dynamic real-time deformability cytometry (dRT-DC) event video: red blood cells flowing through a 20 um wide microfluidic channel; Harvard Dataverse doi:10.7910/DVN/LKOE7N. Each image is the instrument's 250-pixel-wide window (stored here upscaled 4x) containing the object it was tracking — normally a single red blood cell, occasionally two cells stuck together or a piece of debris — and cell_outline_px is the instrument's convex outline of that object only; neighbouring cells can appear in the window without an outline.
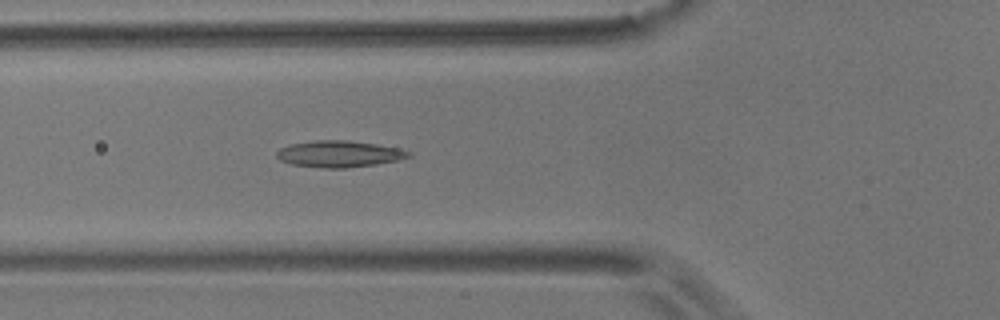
{"species": "common noctule bat (a hibernating species)", "species_latin": "Nyctalus noctula", "temperature_condition": "room temperature", "stored_images_in_passage": 55, "camera_frame_rate_fps": 3000, "um_per_image_px": 0.085, "animal": {"sex": "male", "body_mass_g": 17.9}, "frame": {"image": 1, "passage_image": 19, "time_ms": 6.0, "image_size_px": [1000, 320], "cell_outline_px": [[412, 156], [396, 160], [376, 164], [344, 168], [320, 168], [292, 164], [280, 160], [276, 156], [276, 152], [280, 148], [288, 144], [312, 140], [348, 140], [376, 144], [396, 148], [412, 152]], "centroid_in_image_um": [28.78, 13.08], "position_along_channel_um": 97.0, "area_um2": 20.4}}
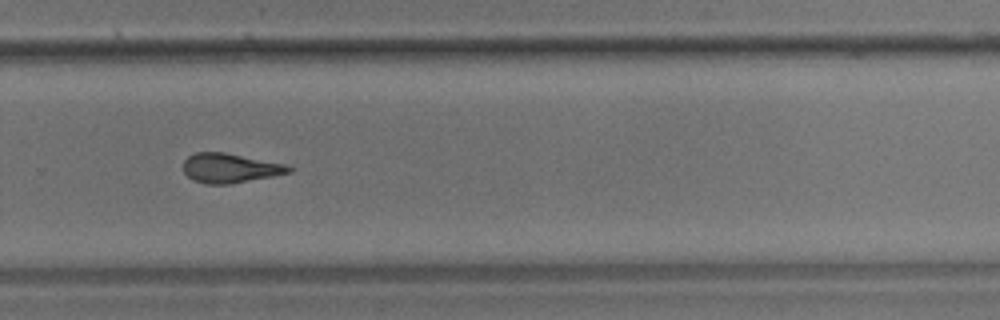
{"frame": {"image": 2, "passage_image": 37, "time_ms": 12.0, "image_size_px": [1000, 320], "cell_outline_px": [[292, 172], [272, 176], [228, 184], [208, 184], [192, 180], [184, 172], [184, 160], [188, 156], [196, 152], [224, 152], [284, 164], [292, 168]], "centroid_in_image_um": [19.52, 14.28], "position_along_channel_um": 310.3, "area_um2": 17.86}}
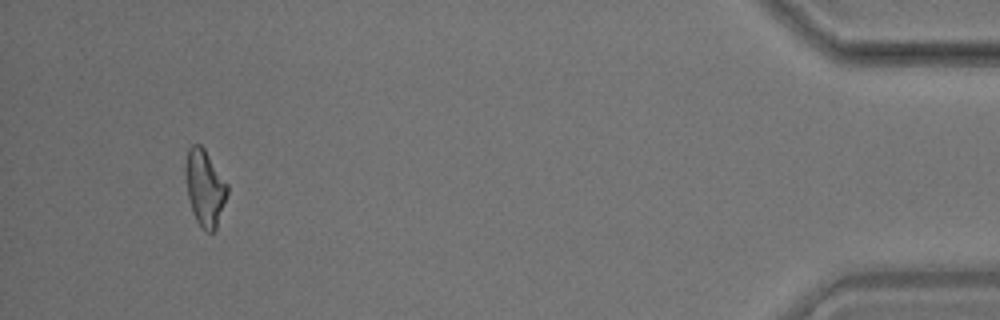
{"frame": {"image": 3, "passage_image": 52, "time_ms": 17.0, "image_size_px": [1000, 320], "cell_outline_px": [[228, 192], [216, 228], [212, 232], [208, 232], [196, 220], [192, 212], [188, 196], [184, 176], [184, 168], [188, 148], [192, 144], [200, 144], [204, 148], [228, 184]], "centroid_in_image_um": [17.39, 15.92], "position_along_channel_um": 417.8, "area_um2": 18.55}, "authors_computed_cell_mechanics": {"area_um2": 18.7272, "velocity_mm_per_s": 3.5584, "shape_relaxation_time_tau1_ms": null, "shape_relaxation_time_tau2_ms": 3.6336, "deformation_change_tau1": null, "deformation_change_tau2": 0.1318}}